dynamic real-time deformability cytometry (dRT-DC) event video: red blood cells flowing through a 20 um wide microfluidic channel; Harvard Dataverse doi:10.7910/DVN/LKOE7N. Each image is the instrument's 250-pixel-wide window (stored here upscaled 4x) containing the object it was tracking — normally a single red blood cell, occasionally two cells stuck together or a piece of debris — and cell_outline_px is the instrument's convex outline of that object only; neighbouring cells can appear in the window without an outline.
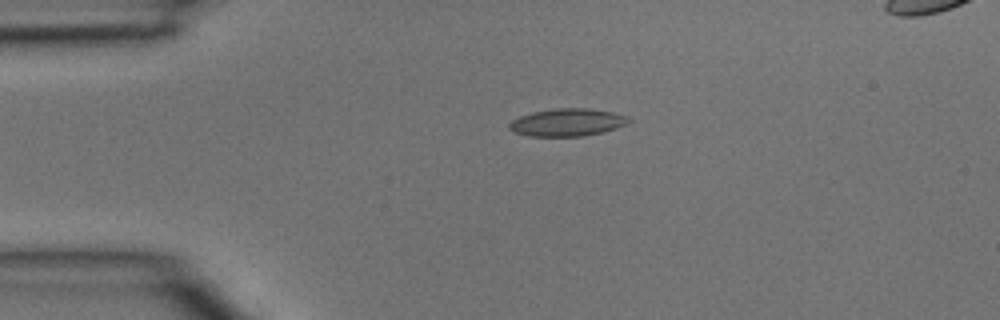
{"species": "common noctule bat (a hibernating species)", "species_latin": "Nyctalus noctula", "temperature_condition": "room temperature", "stored_images_in_passage": 5, "segment_of_instrument_passage": [1, 2], "camera_frame_rate_fps": 3000, "um_per_image_px": 0.085, "animal": {"sex": "male", "body_mass_g": 15.6}, "frame": {"image": 1, "passage_image": 3, "time_ms": 0.667, "image_size_px": [1000, 320], "cell_outline_px": [[632, 120], [628, 124], [604, 132], [584, 136], [528, 136], [512, 132], [508, 128], [508, 124], [512, 120], [520, 116], [532, 112], [556, 108], [588, 108], [612, 112], [628, 116]], "centroid_in_image_um": [48.23, 10.4], "position_along_channel_um": 36.8, "area_um2": 19.42}}